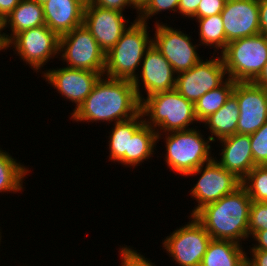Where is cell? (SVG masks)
I'll return each mask as SVG.
<instances>
[{
  "label": "cell",
  "mask_w": 267,
  "mask_h": 266,
  "mask_svg": "<svg viewBox=\"0 0 267 266\" xmlns=\"http://www.w3.org/2000/svg\"><path fill=\"white\" fill-rule=\"evenodd\" d=\"M140 107L141 102L131 80L103 75L70 119L77 123L105 122L111 125L134 118L140 113Z\"/></svg>",
  "instance_id": "obj_1"
},
{
  "label": "cell",
  "mask_w": 267,
  "mask_h": 266,
  "mask_svg": "<svg viewBox=\"0 0 267 266\" xmlns=\"http://www.w3.org/2000/svg\"><path fill=\"white\" fill-rule=\"evenodd\" d=\"M201 0H180L178 13L183 17L192 18L197 11Z\"/></svg>",
  "instance_id": "obj_35"
},
{
  "label": "cell",
  "mask_w": 267,
  "mask_h": 266,
  "mask_svg": "<svg viewBox=\"0 0 267 266\" xmlns=\"http://www.w3.org/2000/svg\"><path fill=\"white\" fill-rule=\"evenodd\" d=\"M87 0H49L42 4L45 25L59 37L83 24Z\"/></svg>",
  "instance_id": "obj_19"
},
{
  "label": "cell",
  "mask_w": 267,
  "mask_h": 266,
  "mask_svg": "<svg viewBox=\"0 0 267 266\" xmlns=\"http://www.w3.org/2000/svg\"><path fill=\"white\" fill-rule=\"evenodd\" d=\"M260 230H267V202L252 201L248 224V238H251Z\"/></svg>",
  "instance_id": "obj_31"
},
{
  "label": "cell",
  "mask_w": 267,
  "mask_h": 266,
  "mask_svg": "<svg viewBox=\"0 0 267 266\" xmlns=\"http://www.w3.org/2000/svg\"><path fill=\"white\" fill-rule=\"evenodd\" d=\"M140 112L144 122L154 128L157 134L192 129L194 127L189 126L199 123L194 103L186 100L175 89L144 97Z\"/></svg>",
  "instance_id": "obj_3"
},
{
  "label": "cell",
  "mask_w": 267,
  "mask_h": 266,
  "mask_svg": "<svg viewBox=\"0 0 267 266\" xmlns=\"http://www.w3.org/2000/svg\"><path fill=\"white\" fill-rule=\"evenodd\" d=\"M227 0H201L196 14L192 18H205L220 14Z\"/></svg>",
  "instance_id": "obj_33"
},
{
  "label": "cell",
  "mask_w": 267,
  "mask_h": 266,
  "mask_svg": "<svg viewBox=\"0 0 267 266\" xmlns=\"http://www.w3.org/2000/svg\"><path fill=\"white\" fill-rule=\"evenodd\" d=\"M118 252L121 260L120 266H157L151 262L152 260L138 253L132 246H120Z\"/></svg>",
  "instance_id": "obj_32"
},
{
  "label": "cell",
  "mask_w": 267,
  "mask_h": 266,
  "mask_svg": "<svg viewBox=\"0 0 267 266\" xmlns=\"http://www.w3.org/2000/svg\"><path fill=\"white\" fill-rule=\"evenodd\" d=\"M195 127L188 130L158 134L157 136V141L163 138L165 140L164 162H166L167 168H170L177 175L187 177L190 172L214 158V154L211 153L212 146L210 145L212 140L209 136L206 139L202 135L203 133L200 132L201 130L197 129V126Z\"/></svg>",
  "instance_id": "obj_5"
},
{
  "label": "cell",
  "mask_w": 267,
  "mask_h": 266,
  "mask_svg": "<svg viewBox=\"0 0 267 266\" xmlns=\"http://www.w3.org/2000/svg\"><path fill=\"white\" fill-rule=\"evenodd\" d=\"M250 258L246 253V263L249 266H267V251L264 250H250Z\"/></svg>",
  "instance_id": "obj_36"
},
{
  "label": "cell",
  "mask_w": 267,
  "mask_h": 266,
  "mask_svg": "<svg viewBox=\"0 0 267 266\" xmlns=\"http://www.w3.org/2000/svg\"><path fill=\"white\" fill-rule=\"evenodd\" d=\"M198 22L197 26L200 46H209L214 48L215 52L220 54L227 47L228 41L226 40L223 20L220 14L208 16L205 18H192ZM202 44V45H201ZM219 49V50H218Z\"/></svg>",
  "instance_id": "obj_26"
},
{
  "label": "cell",
  "mask_w": 267,
  "mask_h": 266,
  "mask_svg": "<svg viewBox=\"0 0 267 266\" xmlns=\"http://www.w3.org/2000/svg\"><path fill=\"white\" fill-rule=\"evenodd\" d=\"M9 152L0 147V193L23 192V180L30 170L25 164L20 163Z\"/></svg>",
  "instance_id": "obj_24"
},
{
  "label": "cell",
  "mask_w": 267,
  "mask_h": 266,
  "mask_svg": "<svg viewBox=\"0 0 267 266\" xmlns=\"http://www.w3.org/2000/svg\"><path fill=\"white\" fill-rule=\"evenodd\" d=\"M6 28L10 27L7 34L10 40L15 34L45 25L42 4L35 0H21L17 7L5 18Z\"/></svg>",
  "instance_id": "obj_23"
},
{
  "label": "cell",
  "mask_w": 267,
  "mask_h": 266,
  "mask_svg": "<svg viewBox=\"0 0 267 266\" xmlns=\"http://www.w3.org/2000/svg\"><path fill=\"white\" fill-rule=\"evenodd\" d=\"M154 27L152 44L171 64L176 74L188 71L202 59L197 53L200 44L191 42L193 39L190 33L188 35L159 20L155 21Z\"/></svg>",
  "instance_id": "obj_10"
},
{
  "label": "cell",
  "mask_w": 267,
  "mask_h": 266,
  "mask_svg": "<svg viewBox=\"0 0 267 266\" xmlns=\"http://www.w3.org/2000/svg\"><path fill=\"white\" fill-rule=\"evenodd\" d=\"M94 5H97L101 8L113 9L118 11H125V8H133L137 11L139 15V11L133 6L132 0H90Z\"/></svg>",
  "instance_id": "obj_34"
},
{
  "label": "cell",
  "mask_w": 267,
  "mask_h": 266,
  "mask_svg": "<svg viewBox=\"0 0 267 266\" xmlns=\"http://www.w3.org/2000/svg\"><path fill=\"white\" fill-rule=\"evenodd\" d=\"M124 12L101 8L87 0L83 25L91 32L100 48L107 54L130 26Z\"/></svg>",
  "instance_id": "obj_15"
},
{
  "label": "cell",
  "mask_w": 267,
  "mask_h": 266,
  "mask_svg": "<svg viewBox=\"0 0 267 266\" xmlns=\"http://www.w3.org/2000/svg\"><path fill=\"white\" fill-rule=\"evenodd\" d=\"M252 82L258 86L267 89V62L263 66L262 71Z\"/></svg>",
  "instance_id": "obj_41"
},
{
  "label": "cell",
  "mask_w": 267,
  "mask_h": 266,
  "mask_svg": "<svg viewBox=\"0 0 267 266\" xmlns=\"http://www.w3.org/2000/svg\"><path fill=\"white\" fill-rule=\"evenodd\" d=\"M214 53L210 56L212 59H201L188 71L176 74L175 90L194 104L205 93L221 86L228 79L221 55L218 54V57Z\"/></svg>",
  "instance_id": "obj_12"
},
{
  "label": "cell",
  "mask_w": 267,
  "mask_h": 266,
  "mask_svg": "<svg viewBox=\"0 0 267 266\" xmlns=\"http://www.w3.org/2000/svg\"><path fill=\"white\" fill-rule=\"evenodd\" d=\"M239 114L237 97L231 93L225 104L202 122L211 132L212 143L237 133Z\"/></svg>",
  "instance_id": "obj_21"
},
{
  "label": "cell",
  "mask_w": 267,
  "mask_h": 266,
  "mask_svg": "<svg viewBox=\"0 0 267 266\" xmlns=\"http://www.w3.org/2000/svg\"><path fill=\"white\" fill-rule=\"evenodd\" d=\"M35 1H37V2L40 3V4H44L45 2H47V1H49V0H35Z\"/></svg>",
  "instance_id": "obj_43"
},
{
  "label": "cell",
  "mask_w": 267,
  "mask_h": 266,
  "mask_svg": "<svg viewBox=\"0 0 267 266\" xmlns=\"http://www.w3.org/2000/svg\"><path fill=\"white\" fill-rule=\"evenodd\" d=\"M260 33L267 36V0H258Z\"/></svg>",
  "instance_id": "obj_38"
},
{
  "label": "cell",
  "mask_w": 267,
  "mask_h": 266,
  "mask_svg": "<svg viewBox=\"0 0 267 266\" xmlns=\"http://www.w3.org/2000/svg\"><path fill=\"white\" fill-rule=\"evenodd\" d=\"M21 0H0V15L6 18Z\"/></svg>",
  "instance_id": "obj_39"
},
{
  "label": "cell",
  "mask_w": 267,
  "mask_h": 266,
  "mask_svg": "<svg viewBox=\"0 0 267 266\" xmlns=\"http://www.w3.org/2000/svg\"><path fill=\"white\" fill-rule=\"evenodd\" d=\"M250 141L255 165H267V122L250 134Z\"/></svg>",
  "instance_id": "obj_29"
},
{
  "label": "cell",
  "mask_w": 267,
  "mask_h": 266,
  "mask_svg": "<svg viewBox=\"0 0 267 266\" xmlns=\"http://www.w3.org/2000/svg\"><path fill=\"white\" fill-rule=\"evenodd\" d=\"M43 80L47 81L57 89V93L71 103H75V108L71 114L77 110L82 102L90 95L95 83L103 76L104 72H95L82 69L66 67L50 68L42 71Z\"/></svg>",
  "instance_id": "obj_13"
},
{
  "label": "cell",
  "mask_w": 267,
  "mask_h": 266,
  "mask_svg": "<svg viewBox=\"0 0 267 266\" xmlns=\"http://www.w3.org/2000/svg\"><path fill=\"white\" fill-rule=\"evenodd\" d=\"M242 246L233 241L211 239L200 266H243L247 252Z\"/></svg>",
  "instance_id": "obj_22"
},
{
  "label": "cell",
  "mask_w": 267,
  "mask_h": 266,
  "mask_svg": "<svg viewBox=\"0 0 267 266\" xmlns=\"http://www.w3.org/2000/svg\"><path fill=\"white\" fill-rule=\"evenodd\" d=\"M251 238L255 240V243L249 250L267 251V230L257 231Z\"/></svg>",
  "instance_id": "obj_37"
},
{
  "label": "cell",
  "mask_w": 267,
  "mask_h": 266,
  "mask_svg": "<svg viewBox=\"0 0 267 266\" xmlns=\"http://www.w3.org/2000/svg\"><path fill=\"white\" fill-rule=\"evenodd\" d=\"M139 69L141 70L140 74L132 82L140 102L144 99L143 90L149 96L175 89L176 73L153 44L146 50ZM141 84L143 85L142 89L140 88Z\"/></svg>",
  "instance_id": "obj_14"
},
{
  "label": "cell",
  "mask_w": 267,
  "mask_h": 266,
  "mask_svg": "<svg viewBox=\"0 0 267 266\" xmlns=\"http://www.w3.org/2000/svg\"><path fill=\"white\" fill-rule=\"evenodd\" d=\"M251 201L267 202V165L255 166L242 180Z\"/></svg>",
  "instance_id": "obj_28"
},
{
  "label": "cell",
  "mask_w": 267,
  "mask_h": 266,
  "mask_svg": "<svg viewBox=\"0 0 267 266\" xmlns=\"http://www.w3.org/2000/svg\"><path fill=\"white\" fill-rule=\"evenodd\" d=\"M220 15L228 42L260 34L258 0H227Z\"/></svg>",
  "instance_id": "obj_17"
},
{
  "label": "cell",
  "mask_w": 267,
  "mask_h": 266,
  "mask_svg": "<svg viewBox=\"0 0 267 266\" xmlns=\"http://www.w3.org/2000/svg\"><path fill=\"white\" fill-rule=\"evenodd\" d=\"M220 55L228 78L252 82L267 62V36L260 33L230 41Z\"/></svg>",
  "instance_id": "obj_6"
},
{
  "label": "cell",
  "mask_w": 267,
  "mask_h": 266,
  "mask_svg": "<svg viewBox=\"0 0 267 266\" xmlns=\"http://www.w3.org/2000/svg\"><path fill=\"white\" fill-rule=\"evenodd\" d=\"M5 18L0 15V51H5L8 48L9 39L7 37ZM4 31V32H3Z\"/></svg>",
  "instance_id": "obj_40"
},
{
  "label": "cell",
  "mask_w": 267,
  "mask_h": 266,
  "mask_svg": "<svg viewBox=\"0 0 267 266\" xmlns=\"http://www.w3.org/2000/svg\"><path fill=\"white\" fill-rule=\"evenodd\" d=\"M235 81L228 78L221 86L201 96L194 104L195 116L201 124L207 117L218 111L233 92Z\"/></svg>",
  "instance_id": "obj_27"
},
{
  "label": "cell",
  "mask_w": 267,
  "mask_h": 266,
  "mask_svg": "<svg viewBox=\"0 0 267 266\" xmlns=\"http://www.w3.org/2000/svg\"><path fill=\"white\" fill-rule=\"evenodd\" d=\"M144 117L140 112L132 119L113 123L108 136L109 161L117 162L123 167H129V145L133 134L144 124Z\"/></svg>",
  "instance_id": "obj_20"
},
{
  "label": "cell",
  "mask_w": 267,
  "mask_h": 266,
  "mask_svg": "<svg viewBox=\"0 0 267 266\" xmlns=\"http://www.w3.org/2000/svg\"><path fill=\"white\" fill-rule=\"evenodd\" d=\"M162 240V247L179 266H200L211 241L206 229L193 217Z\"/></svg>",
  "instance_id": "obj_9"
},
{
  "label": "cell",
  "mask_w": 267,
  "mask_h": 266,
  "mask_svg": "<svg viewBox=\"0 0 267 266\" xmlns=\"http://www.w3.org/2000/svg\"><path fill=\"white\" fill-rule=\"evenodd\" d=\"M180 0H150L146 6L139 12L137 19L148 23L154 15L160 12L169 11L170 13H178V5ZM148 20V21H147Z\"/></svg>",
  "instance_id": "obj_30"
},
{
  "label": "cell",
  "mask_w": 267,
  "mask_h": 266,
  "mask_svg": "<svg viewBox=\"0 0 267 266\" xmlns=\"http://www.w3.org/2000/svg\"><path fill=\"white\" fill-rule=\"evenodd\" d=\"M129 24L119 41L106 54L103 75L108 78L133 81L139 74L138 68L146 50L152 45L148 23L135 18Z\"/></svg>",
  "instance_id": "obj_4"
},
{
  "label": "cell",
  "mask_w": 267,
  "mask_h": 266,
  "mask_svg": "<svg viewBox=\"0 0 267 266\" xmlns=\"http://www.w3.org/2000/svg\"><path fill=\"white\" fill-rule=\"evenodd\" d=\"M238 100L237 134L250 135L267 122V89L253 82H235L232 92Z\"/></svg>",
  "instance_id": "obj_16"
},
{
  "label": "cell",
  "mask_w": 267,
  "mask_h": 266,
  "mask_svg": "<svg viewBox=\"0 0 267 266\" xmlns=\"http://www.w3.org/2000/svg\"><path fill=\"white\" fill-rule=\"evenodd\" d=\"M59 39L54 31L41 25L15 34L7 49L13 47L19 59L38 73L51 59L59 57Z\"/></svg>",
  "instance_id": "obj_8"
},
{
  "label": "cell",
  "mask_w": 267,
  "mask_h": 266,
  "mask_svg": "<svg viewBox=\"0 0 267 266\" xmlns=\"http://www.w3.org/2000/svg\"><path fill=\"white\" fill-rule=\"evenodd\" d=\"M251 198L241 185L218 201L206 204L193 217L212 239L241 244L248 239Z\"/></svg>",
  "instance_id": "obj_2"
},
{
  "label": "cell",
  "mask_w": 267,
  "mask_h": 266,
  "mask_svg": "<svg viewBox=\"0 0 267 266\" xmlns=\"http://www.w3.org/2000/svg\"><path fill=\"white\" fill-rule=\"evenodd\" d=\"M157 136L156 130L146 123L133 134L129 145V168L136 169L144 161L154 156L158 143Z\"/></svg>",
  "instance_id": "obj_25"
},
{
  "label": "cell",
  "mask_w": 267,
  "mask_h": 266,
  "mask_svg": "<svg viewBox=\"0 0 267 266\" xmlns=\"http://www.w3.org/2000/svg\"><path fill=\"white\" fill-rule=\"evenodd\" d=\"M221 148L220 159L214 157L224 169L234 173L243 180L256 166L251 150L250 135L234 134L219 140Z\"/></svg>",
  "instance_id": "obj_18"
},
{
  "label": "cell",
  "mask_w": 267,
  "mask_h": 266,
  "mask_svg": "<svg viewBox=\"0 0 267 266\" xmlns=\"http://www.w3.org/2000/svg\"><path fill=\"white\" fill-rule=\"evenodd\" d=\"M1 231H2V230H1V227H0V242H1V239H2V238H1V237H2V235H1L2 232H1ZM0 244H1V243H0ZM0 246H1V245H0Z\"/></svg>",
  "instance_id": "obj_44"
},
{
  "label": "cell",
  "mask_w": 267,
  "mask_h": 266,
  "mask_svg": "<svg viewBox=\"0 0 267 266\" xmlns=\"http://www.w3.org/2000/svg\"><path fill=\"white\" fill-rule=\"evenodd\" d=\"M59 56L68 68L95 72L105 70L106 54L83 24L60 36Z\"/></svg>",
  "instance_id": "obj_7"
},
{
  "label": "cell",
  "mask_w": 267,
  "mask_h": 266,
  "mask_svg": "<svg viewBox=\"0 0 267 266\" xmlns=\"http://www.w3.org/2000/svg\"><path fill=\"white\" fill-rule=\"evenodd\" d=\"M150 0H132L133 6L140 12Z\"/></svg>",
  "instance_id": "obj_42"
},
{
  "label": "cell",
  "mask_w": 267,
  "mask_h": 266,
  "mask_svg": "<svg viewBox=\"0 0 267 266\" xmlns=\"http://www.w3.org/2000/svg\"><path fill=\"white\" fill-rule=\"evenodd\" d=\"M195 175H199V178L189 193L197 201V205L194 206L189 216H193L206 204L218 201L223 196L232 193L242 183V180L234 173L224 169L214 158L187 176L193 177Z\"/></svg>",
  "instance_id": "obj_11"
}]
</instances>
